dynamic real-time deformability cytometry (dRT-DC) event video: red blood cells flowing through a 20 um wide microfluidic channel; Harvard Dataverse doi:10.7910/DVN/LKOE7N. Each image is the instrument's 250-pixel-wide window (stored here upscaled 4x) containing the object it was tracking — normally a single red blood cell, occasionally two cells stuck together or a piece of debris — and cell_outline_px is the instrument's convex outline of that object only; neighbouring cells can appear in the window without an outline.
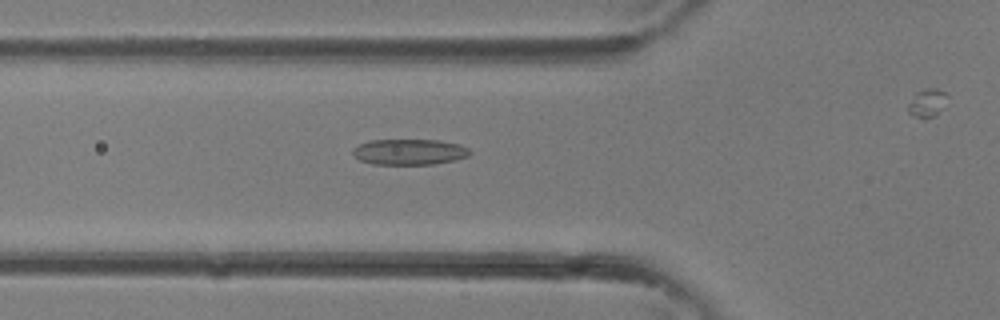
{"species": "common noctule bat (a hibernating species)", "species_latin": "Nyctalus noctula", "temperature_condition": "room temperature", "stored_images_in_passage": 21, "camera_frame_rate_fps": 3000, "um_per_image_px": 0.085, "animal": {"sex": "female"}, "frame": {"image": 1, "passage_image": 4, "time_ms": 1.0, "image_size_px": [1000, 320], "cell_outline_px": [[472, 152], [468, 156], [456, 160], [432, 164], [372, 164], [360, 160], [352, 152], [352, 148], [368, 140], [436, 140], [460, 144], [468, 148]], "centroid_in_image_um": [34.8, 12.91], "position_along_channel_um": 91.0, "area_um2": 17.57}}
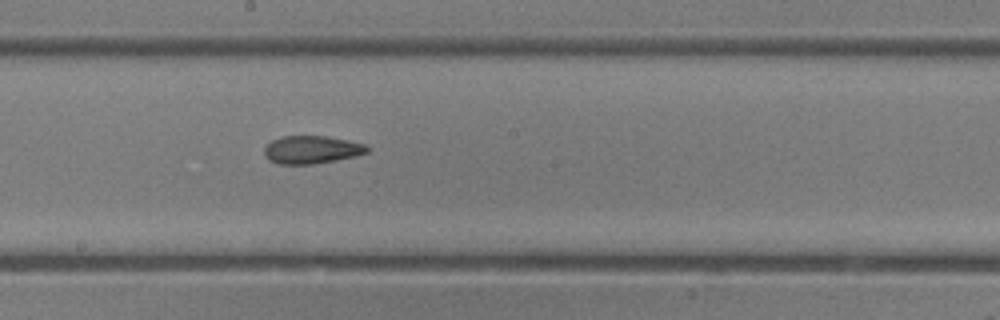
{"frame": {"image": 2, "passage_image": 11, "time_ms": 3.333, "image_size_px": [1000, 320], "cell_outline_px": [[368, 152], [356, 156], [336, 160], [312, 164], [280, 164], [268, 160], [264, 156], [264, 144], [280, 136], [328, 136], [348, 140], [364, 144], [368, 148]], "centroid_in_image_um": [26.44, 12.72], "position_along_channel_um": 221.8, "area_um2": 16.88}}
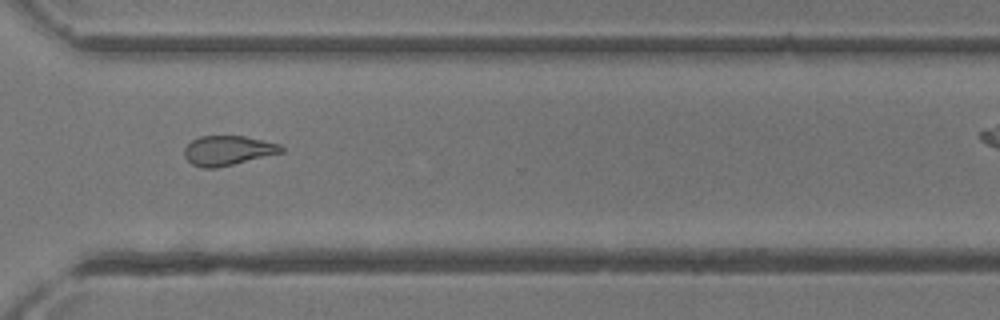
{"frame": {"image": 3, "passage_image": 18, "time_ms": 5.667, "image_size_px": [1000, 320], "cell_outline_px": [[284, 152], [216, 168], [200, 168], [192, 164], [184, 156], [184, 148], [192, 140], [200, 136], [244, 136], [280, 144], [284, 148]], "centroid_in_image_um": [19.36, 12.79], "position_along_channel_um": 351.2, "area_um2": 16.7}}